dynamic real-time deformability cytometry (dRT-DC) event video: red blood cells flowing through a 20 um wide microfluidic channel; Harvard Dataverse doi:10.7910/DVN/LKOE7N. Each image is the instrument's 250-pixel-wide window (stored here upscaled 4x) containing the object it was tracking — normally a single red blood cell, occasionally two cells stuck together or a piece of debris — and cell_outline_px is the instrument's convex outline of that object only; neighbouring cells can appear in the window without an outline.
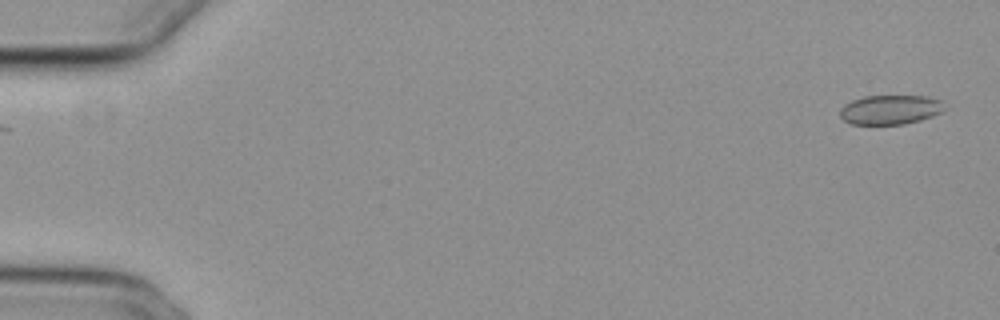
{"species": "common noctule bat (a hibernating species)", "species_latin": "Nyctalus noctula", "temperature_condition": "cold", "stored_images_in_passage": 53, "camera_frame_rate_fps": 3000, "um_per_image_px": 0.085, "animal": {"sex": "female", "body_mass_g": 29.2, "forearm_length_mm": 56.3}, "frame": {"image": 1, "passage_image": 1, "time_ms": 0.0, "image_size_px": [1000, 320], "cell_outline_px": [[940, 112], [932, 116], [920, 120], [904, 124], [852, 124], [844, 120], [840, 116], [840, 108], [844, 104], [852, 100], [864, 96], [928, 96], [940, 100]], "centroid_in_image_um": [75.59, 9.32], "position_along_channel_um": 9.4, "area_um2": 17.63}}
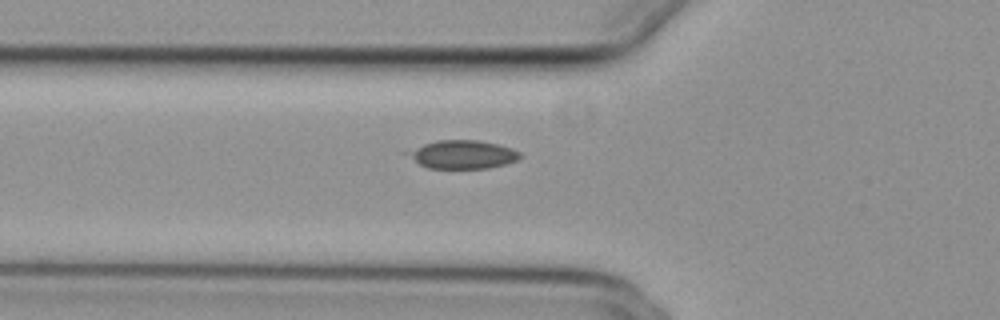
{"frame": {"image": 2, "passage_image": 19, "time_ms": 6.0, "image_size_px": [1000, 320], "cell_outline_px": [[524, 156], [520, 160], [488, 168], [428, 168], [420, 164], [400, 152], [436, 140], [476, 140], [496, 144], [512, 148], [520, 152]], "centroid_in_image_um": [39.3, 13.13], "position_along_channel_um": 86.5, "area_um2": 18.79}}
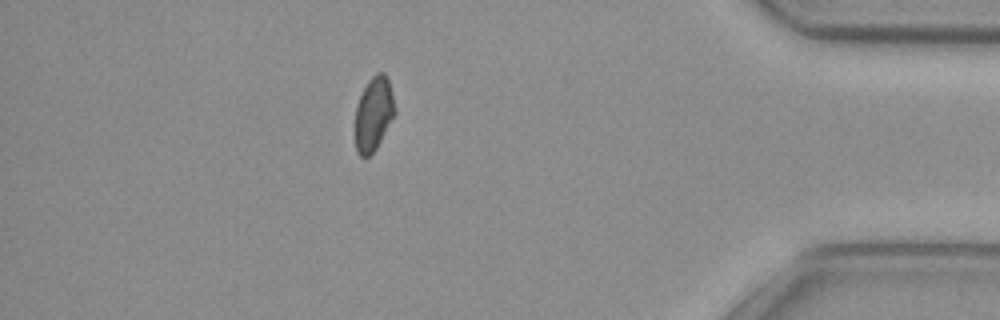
{"frame": {"image": 3, "passage_image": 47, "time_ms": 15.333, "image_size_px": [1000, 320], "cell_outline_px": [[396, 112], [376, 148], [368, 156], [360, 156], [356, 152], [356, 108], [360, 96], [368, 80], [376, 72], [384, 72], [388, 80], [396, 108]], "centroid_in_image_um": [31.77, 9.65], "position_along_channel_um": 403.4, "area_um2": 16.82}, "authors_computed_cell_mechanics": {"area_um2": 18.0914, "velocity_mm_per_s": 3.8429, "shape_relaxation_time_tau1_ms": 3.9613, "shape_relaxation_time_tau2_ms": 2.3565, "deformation_change_tau1": 0.0893, "deformation_change_tau2": 0.0753}}